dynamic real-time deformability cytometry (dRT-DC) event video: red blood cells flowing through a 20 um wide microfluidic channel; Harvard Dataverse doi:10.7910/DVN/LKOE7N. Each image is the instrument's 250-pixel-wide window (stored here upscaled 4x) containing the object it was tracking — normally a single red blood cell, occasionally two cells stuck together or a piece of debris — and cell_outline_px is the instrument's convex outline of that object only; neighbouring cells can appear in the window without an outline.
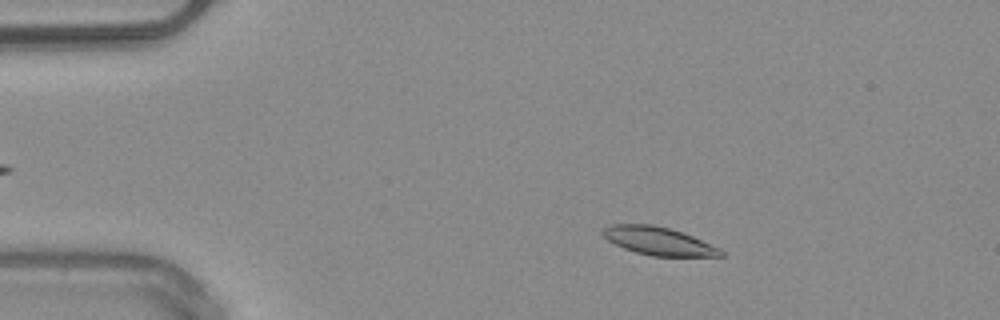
{"species": "common noctule bat (a hibernating species)", "species_latin": "Nyctalus noctula", "temperature_condition": "warm", "stored_images_in_passage": 50, "camera_frame_rate_fps": 3000, "um_per_image_px": 0.085, "animal": {"sex": "male", "body_mass_g": 20.4}, "frame": {"image": 1, "passage_image": 8, "time_ms": 2.333, "image_size_px": [1000, 320], "cell_outline_px": [[724, 256], [652, 256], [636, 252], [624, 248], [608, 240], [600, 232], [604, 228], [612, 224], [652, 224], [668, 228], [692, 236], [720, 248], [724, 252]], "centroid_in_image_um": [55.97, 20.49], "position_along_channel_um": 29.0, "area_um2": 19.07}}
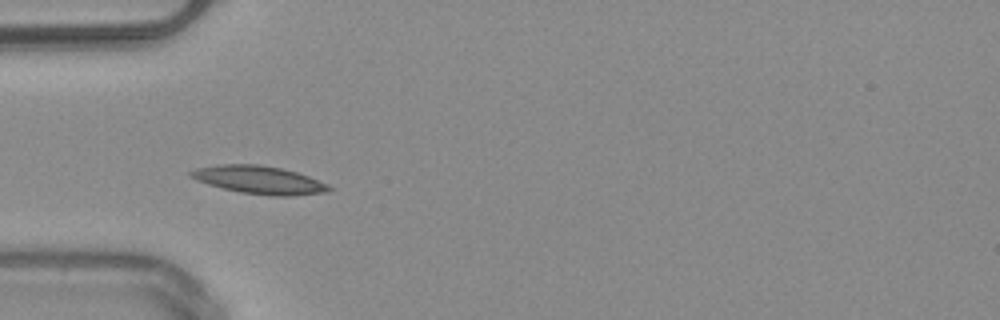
{"frame": {"image": 2, "passage_image": 15, "time_ms": 4.667, "image_size_px": [1000, 320], "cell_outline_px": [[332, 188], [328, 192], [288, 196], [272, 196], [240, 192], [208, 184], [196, 180], [188, 176], [188, 172], [196, 168], [216, 164], [260, 164], [280, 168], [296, 172], [308, 176], [328, 184]], "centroid_in_image_um": [22.0, 15.28], "position_along_channel_um": 63.0, "area_um2": 22.54}}
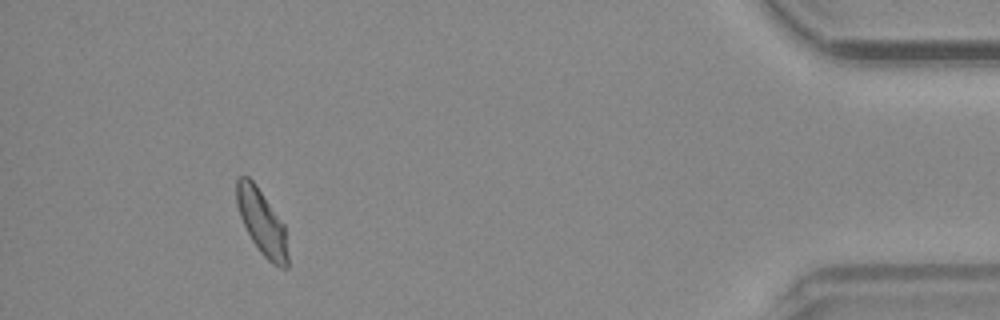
{"frame": {"image": 3, "passage_image": 46, "time_ms": 15.0, "image_size_px": [1000, 320], "cell_outline_px": [[288, 268], [280, 268], [272, 264], [260, 252], [252, 240], [240, 216], [236, 204], [236, 180], [240, 176], [248, 176], [256, 184], [284, 224], [288, 256]], "centroid_in_image_um": [22.26, 18.89], "position_along_channel_um": 412.9, "area_um2": 19.36}, "authors_computed_cell_mechanics": {"area_um2": 19.4786, "velocity_mm_per_s": 3.9976, "shape_relaxation_time_tau1_ms": null, "shape_relaxation_time_tau2_ms": 8.3042, "deformation_change_tau1": null, "deformation_change_tau2": 0.1534}}